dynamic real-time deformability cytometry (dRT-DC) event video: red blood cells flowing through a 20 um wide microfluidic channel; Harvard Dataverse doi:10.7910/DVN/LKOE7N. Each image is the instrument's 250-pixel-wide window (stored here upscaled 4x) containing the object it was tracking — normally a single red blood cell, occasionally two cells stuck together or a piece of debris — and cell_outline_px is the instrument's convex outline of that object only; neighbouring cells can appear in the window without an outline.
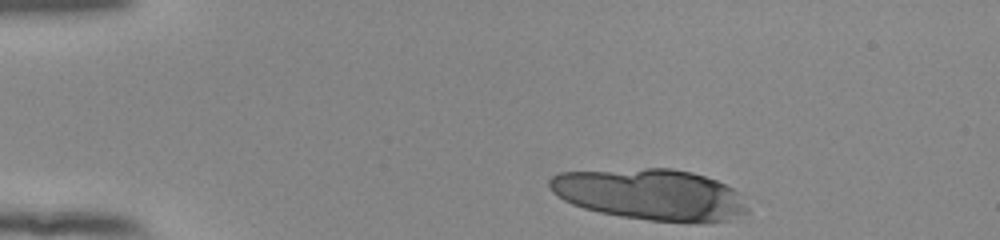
{"species": "human", "species_latin": "Homo sapiens", "temperature_condition": "room temperature", "stored_images_in_passage": 10, "camera_frame_rate_fps": 3000, "um_per_image_px": 0.085, "donor": {"sex": "female"}, "frame": {"image": 1, "passage_image": 1, "time_ms": 0.0, "image_size_px": [1000, 240], "cell_outline_px": [[748, 212], [728, 220], [688, 224], [648, 220], [620, 216], [600, 212], [584, 208], [572, 204], [564, 200], [552, 192], [548, 188], [548, 180], [552, 176], [560, 172], [644, 168], [672, 168], [692, 172], [716, 180], [732, 188], [736, 192], [748, 208]], "centroid_in_image_um": [55.26, 16.54], "position_along_channel_um": 29.7, "area_um2": 59.3}}